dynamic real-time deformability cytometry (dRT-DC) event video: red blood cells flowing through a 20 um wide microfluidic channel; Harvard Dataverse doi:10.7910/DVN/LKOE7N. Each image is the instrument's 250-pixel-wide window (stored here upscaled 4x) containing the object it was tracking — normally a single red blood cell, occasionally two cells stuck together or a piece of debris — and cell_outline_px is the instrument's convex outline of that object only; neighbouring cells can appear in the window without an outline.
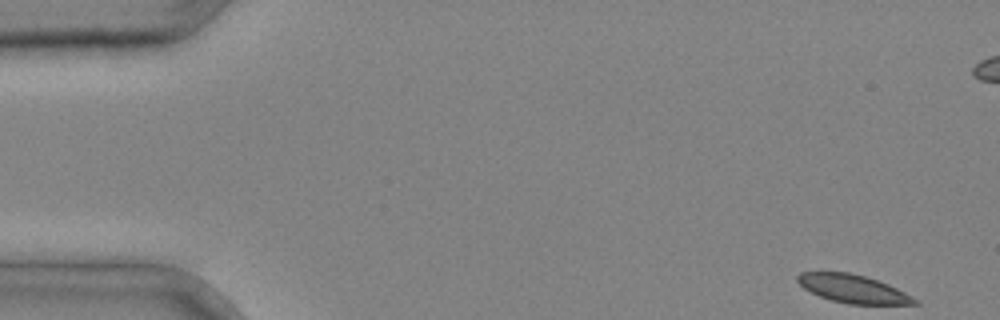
{"species": "common noctule bat (a hibernating species)", "species_latin": "Nyctalus noctula", "temperature_condition": "cold", "stored_images_in_passage": 5, "camera_frame_rate_fps": 3000, "um_per_image_px": 0.085, "animal": {"sex": "male", "body_mass_g": 20.4}, "frame": {"image": 1, "passage_image": 1, "time_ms": 0.0, "image_size_px": [1000, 320], "cell_outline_px": [[920, 304], [848, 304], [832, 300], [820, 296], [804, 288], [796, 280], [796, 276], [800, 272], [848, 272], [864, 276], [888, 284], [920, 300]], "centroid_in_image_um": [72.52, 24.55], "position_along_channel_um": 12.5, "area_um2": 19.07}}